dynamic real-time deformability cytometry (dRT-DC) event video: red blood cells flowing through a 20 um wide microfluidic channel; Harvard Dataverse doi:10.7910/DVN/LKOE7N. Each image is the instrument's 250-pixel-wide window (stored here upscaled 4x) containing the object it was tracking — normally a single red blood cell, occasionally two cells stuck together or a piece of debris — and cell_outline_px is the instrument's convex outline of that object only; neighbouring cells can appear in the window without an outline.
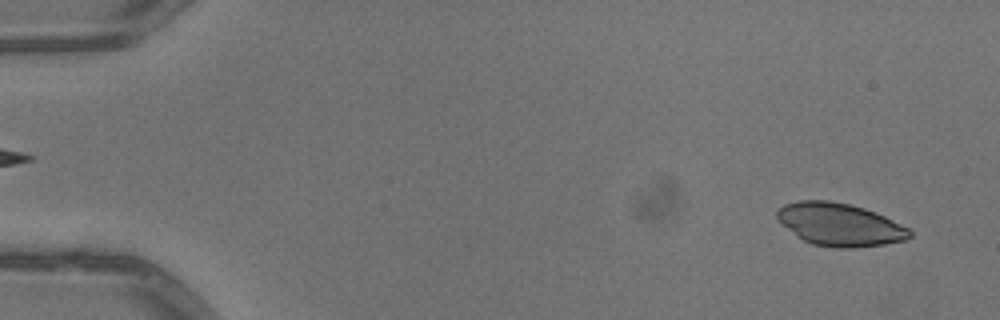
{"species": "common noctule bat (a hibernating species)", "species_latin": "Nyctalus noctula", "temperature_condition": "warm", "stored_images_in_passage": 51, "camera_frame_rate_fps": 3000, "um_per_image_px": 0.085, "animal": {"sex": "male", "body_mass_g": 13.3}, "frame": {"image": 1, "passage_image": 3, "time_ms": 0.667, "image_size_px": [1000, 320], "cell_outline_px": [[912, 236], [908, 240], [884, 244], [852, 248], [836, 248], [812, 244], [796, 236], [776, 216], [776, 212], [784, 204], [796, 200], [828, 200], [848, 204], [864, 208], [876, 212], [908, 228], [912, 232]], "centroid_in_image_um": [71.4, 19.09], "position_along_channel_um": 13.6, "area_um2": 32.95}}
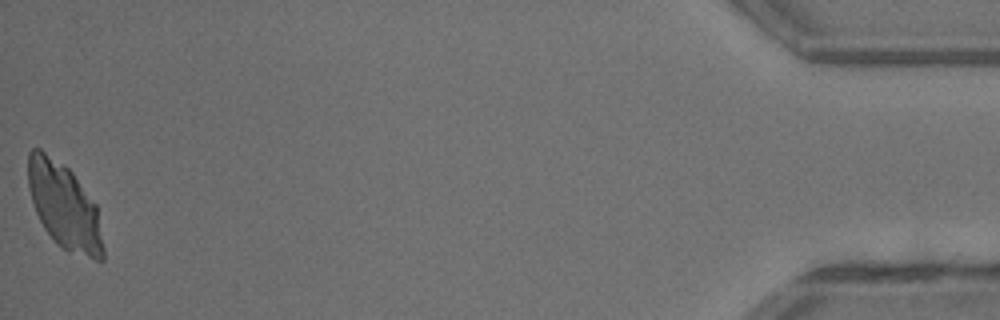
{"frame": {"image": 2, "passage_image": 51, "time_ms": 16.667, "image_size_px": [1000, 320], "cell_outline_px": [[104, 260], [96, 260], [68, 252], [60, 248], [56, 244], [44, 228], [36, 212], [28, 188], [28, 152], [32, 148], [40, 148], [64, 164], [72, 172], [96, 204], [104, 248]], "centroid_in_image_um": [5.46, 17.53], "position_along_channel_um": 429.7, "area_um2": 37.8}}